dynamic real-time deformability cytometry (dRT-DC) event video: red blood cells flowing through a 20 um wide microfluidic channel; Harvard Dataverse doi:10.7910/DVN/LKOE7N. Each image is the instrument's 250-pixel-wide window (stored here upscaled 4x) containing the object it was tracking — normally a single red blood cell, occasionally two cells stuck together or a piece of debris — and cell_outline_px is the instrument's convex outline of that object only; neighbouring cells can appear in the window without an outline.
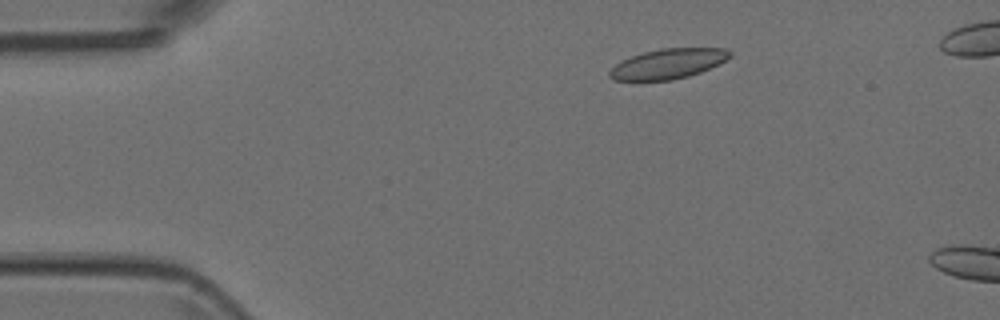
{"species": "Egyptian fruit bat (a non-hibernating species)", "species_latin": "Rousettus aegyptiacus", "temperature_condition": "room temperature", "stored_images_in_passage": 5, "camera_frame_rate_fps": 3000, "um_per_image_px": 0.085, "animal": {"sex": "female"}, "frame": {"image": 1, "passage_image": 2, "time_ms": 0.333, "image_size_px": [1000, 320], "cell_outline_px": [[732, 56], [700, 72], [688, 76], [672, 80], [640, 84], [616, 80], [608, 76], [608, 72], [620, 60], [644, 52], [660, 48], [724, 48], [732, 52]], "centroid_in_image_um": [56.68, 5.47], "position_along_channel_um": 28.3, "area_um2": 21.62}}
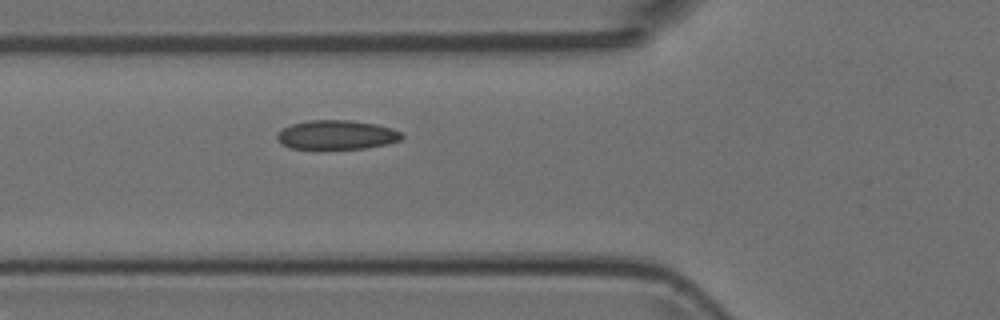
{"frame": {"image": 2, "passage_image": 5, "time_ms": 1.333, "image_size_px": [1000, 320], "cell_outline_px": [[404, 136], [400, 140], [388, 144], [364, 148], [292, 148], [280, 144], [276, 136], [284, 128], [292, 124], [308, 120], [348, 120], [376, 124], [392, 128], [400, 132]], "centroid_in_image_um": [28.63, 11.45], "position_along_channel_um": 97.2, "area_um2": 20.98}}